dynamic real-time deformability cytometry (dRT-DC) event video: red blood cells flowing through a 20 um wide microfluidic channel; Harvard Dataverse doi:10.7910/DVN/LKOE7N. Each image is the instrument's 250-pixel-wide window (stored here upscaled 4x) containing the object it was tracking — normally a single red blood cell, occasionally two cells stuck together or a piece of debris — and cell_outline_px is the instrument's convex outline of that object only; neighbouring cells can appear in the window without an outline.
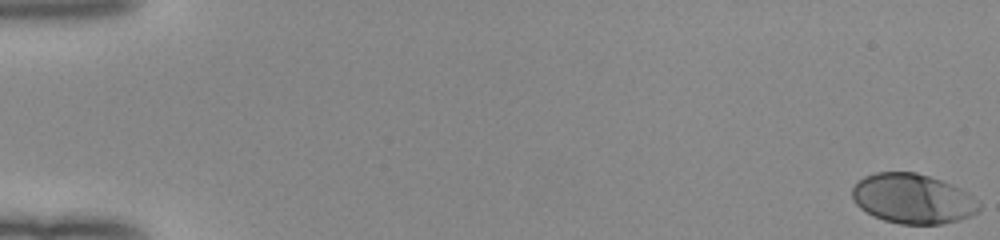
{"species": "human", "species_latin": "Homo sapiens", "temperature_condition": "room temperature", "stored_images_in_passage": 53, "camera_frame_rate_fps": 3000, "um_per_image_px": 0.085, "donor": {"sex": "female"}, "frame": {"image": 1, "passage_image": 1, "time_ms": 0.0, "image_size_px": [1000, 240], "cell_outline_px": [[980, 212], [960, 220], [940, 224], [900, 224], [884, 220], [872, 216], [860, 208], [852, 200], [852, 188], [864, 176], [876, 172], [916, 172], [952, 184], [968, 192], [980, 200]], "centroid_in_image_um": [77.61, 16.9], "position_along_channel_um": 7.4, "area_um2": 37.17}}
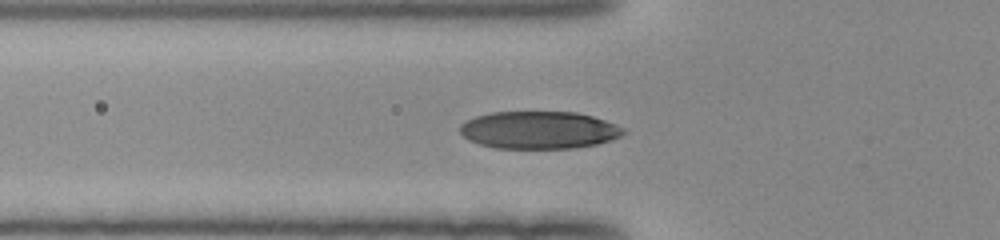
{"frame": {"image": 2, "passage_image": 20, "time_ms": 6.333, "image_size_px": [1000, 240], "cell_outline_px": [[628, 132], [620, 136], [596, 144], [572, 148], [496, 148], [480, 144], [468, 140], [460, 132], [460, 124], [476, 116], [492, 112], [576, 112], [592, 116], [604, 120], [624, 128]], "centroid_in_image_um": [45.8, 11.05], "position_along_channel_um": 80.0, "area_um2": 35.55}}
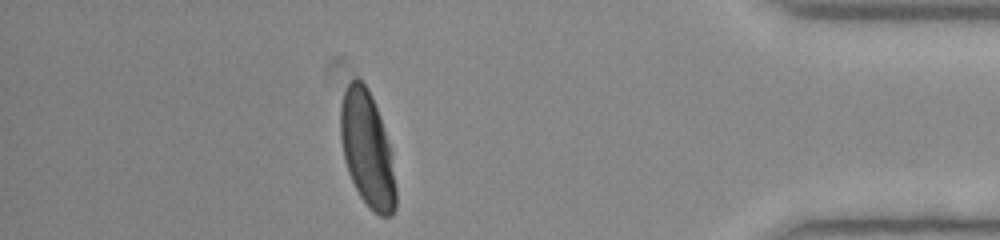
{"frame": {"image": 3, "passage_image": 47, "time_ms": 15.333, "image_size_px": [1000, 240], "cell_outline_px": [[396, 208], [392, 216], [380, 216], [368, 208], [360, 196], [348, 172], [344, 160], [340, 136], [340, 104], [344, 92], [348, 84], [356, 76], [368, 88], [372, 96], [388, 144], [396, 188]], "centroid_in_image_um": [31.18, 12.72], "position_along_channel_um": 404.0, "area_um2": 36.7}, "authors_computed_cell_mechanics": {"area_um2": 36.8764, "velocity_mm_per_s": 4.0118, "shape_relaxation_time_tau1_ms": 2.517, "shape_relaxation_time_tau2_ms": null, "deformation_change_tau1": 0.1815, "deformation_change_tau2": null}}